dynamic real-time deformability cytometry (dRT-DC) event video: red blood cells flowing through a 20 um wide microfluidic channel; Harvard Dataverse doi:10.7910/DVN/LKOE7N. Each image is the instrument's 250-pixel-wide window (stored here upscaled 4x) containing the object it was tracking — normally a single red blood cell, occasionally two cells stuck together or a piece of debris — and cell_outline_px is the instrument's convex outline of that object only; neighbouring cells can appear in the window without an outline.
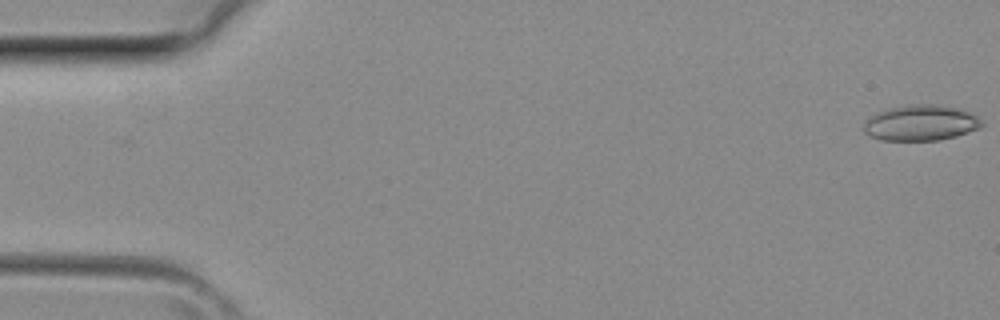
{"species": "common noctule bat (a hibernating species)", "species_latin": "Nyctalus noctula", "temperature_condition": "room temperature", "stored_images_in_passage": 39, "camera_frame_rate_fps": 3000, "um_per_image_px": 0.085, "animal": {"sex": "female", "body_mass_g": 29.2, "forearm_length_mm": 56.3}, "frame": {"image": 1, "passage_image": 1, "time_ms": 0.0, "image_size_px": [1000, 320], "cell_outline_px": [[984, 124], [980, 128], [956, 136], [940, 140], [880, 140], [868, 136], [864, 132], [864, 124], [868, 116], [876, 112], [888, 108], [908, 104], [940, 104], [960, 108], [976, 116]], "centroid_in_image_um": [78.24, 10.43], "position_along_channel_um": 6.8, "area_um2": 24.85}}
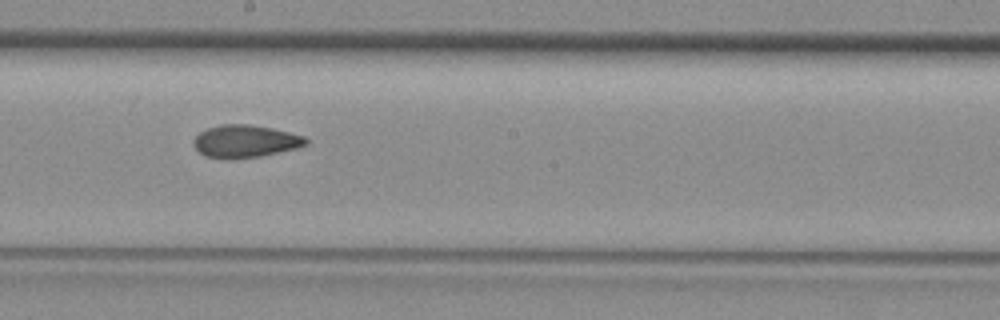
{"frame": {"image": 2, "passage_image": 22, "time_ms": 7.0, "image_size_px": [1000, 320], "cell_outline_px": [[308, 144], [296, 148], [260, 156], [204, 156], [192, 144], [192, 140], [200, 132], [208, 128], [220, 124], [248, 124], [272, 128], [304, 136], [308, 140]], "centroid_in_image_um": [20.86, 11.96], "position_along_channel_um": 227.3, "area_um2": 20.58}}
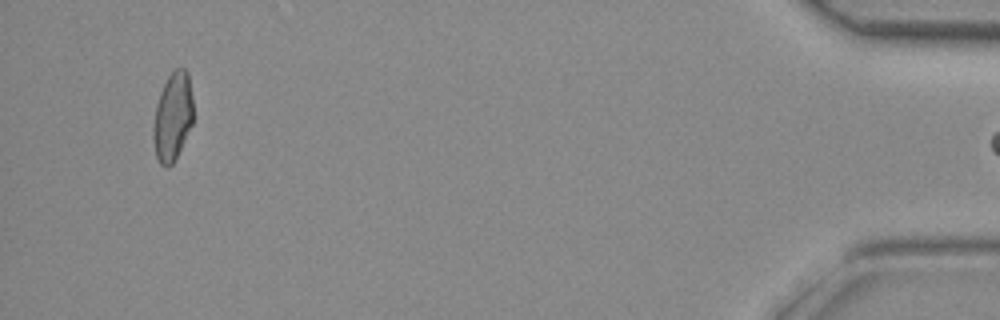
{"frame": {"image": 3, "passage_image": 38, "time_ms": 12.333, "image_size_px": [1000, 320], "cell_outline_px": [[192, 124], [172, 164], [168, 168], [164, 168], [160, 164], [156, 156], [152, 140], [152, 128], [156, 104], [160, 92], [168, 76], [176, 68], [184, 68], [188, 72], [192, 96]], "centroid_in_image_um": [14.65, 9.93], "position_along_channel_um": 420.6, "area_um2": 20.58}}